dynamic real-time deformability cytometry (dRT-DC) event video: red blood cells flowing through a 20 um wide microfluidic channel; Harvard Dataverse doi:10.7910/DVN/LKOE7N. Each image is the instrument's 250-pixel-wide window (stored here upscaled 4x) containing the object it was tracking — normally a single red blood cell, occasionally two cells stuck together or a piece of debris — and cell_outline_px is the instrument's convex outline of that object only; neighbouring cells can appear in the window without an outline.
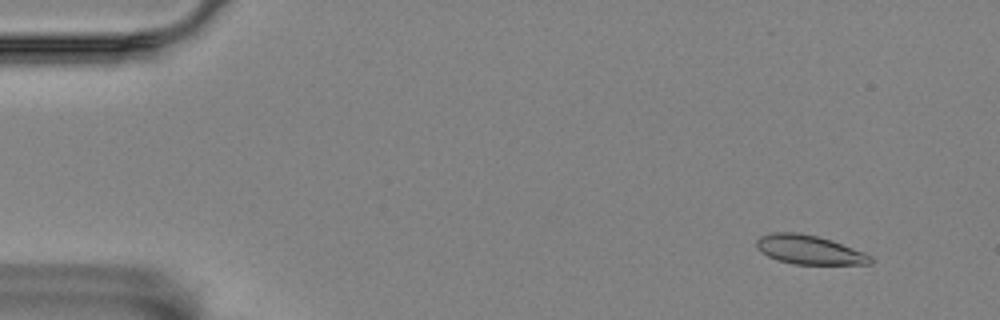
{"species": "Egyptian fruit bat (a non-hibernating species)", "species_latin": "Rousettus aegyptiacus", "temperature_condition": "room temperature", "stored_images_in_passage": 7, "camera_frame_rate_fps": 3000, "um_per_image_px": 0.085, "animal": {"sex": "female"}, "frame": {"image": 1, "passage_image": 2, "time_ms": 0.333, "image_size_px": [1000, 320], "cell_outline_px": [[872, 264], [796, 264], [780, 260], [768, 256], [756, 248], [756, 240], [760, 236], [768, 232], [800, 232], [832, 240], [864, 252], [872, 256]], "centroid_in_image_um": [68.77, 21.21], "position_along_channel_um": 16.2, "area_um2": 19.31}}
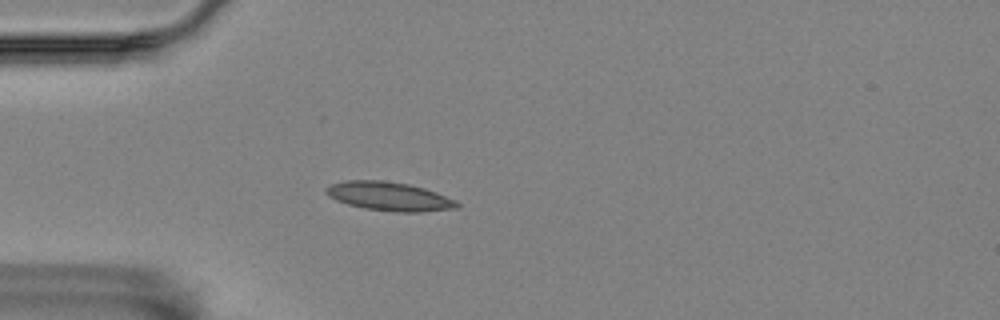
{"frame": {"image": 2, "passage_image": 5, "time_ms": 1.333, "image_size_px": [1000, 320], "cell_outline_px": [[460, 208], [420, 212], [396, 212], [364, 208], [348, 204], [336, 200], [328, 196], [324, 192], [324, 188], [332, 184], [344, 180], [380, 180], [408, 184], [424, 188], [436, 192], [456, 200], [460, 204]], "centroid_in_image_um": [33.08, 16.69], "position_along_channel_um": 51.9, "area_um2": 22.08}}
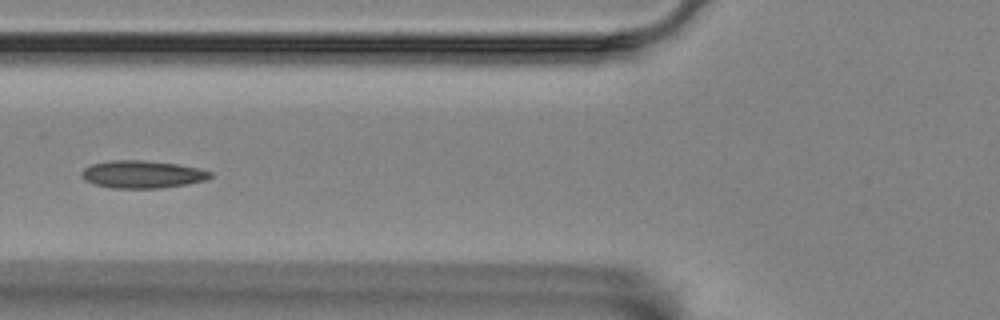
{"frame": {"image": 3, "passage_image": 7, "time_ms": 2.0, "image_size_px": [1000, 320], "cell_outline_px": [[212, 176], [204, 180], [188, 184], [160, 188], [112, 188], [96, 184], [84, 180], [80, 176], [80, 172], [84, 168], [92, 164], [112, 160], [140, 160], [176, 164], [196, 168], [212, 172]], "centroid_in_image_um": [12.05, 14.82], "position_along_channel_um": 113.7, "area_um2": 20.52}}